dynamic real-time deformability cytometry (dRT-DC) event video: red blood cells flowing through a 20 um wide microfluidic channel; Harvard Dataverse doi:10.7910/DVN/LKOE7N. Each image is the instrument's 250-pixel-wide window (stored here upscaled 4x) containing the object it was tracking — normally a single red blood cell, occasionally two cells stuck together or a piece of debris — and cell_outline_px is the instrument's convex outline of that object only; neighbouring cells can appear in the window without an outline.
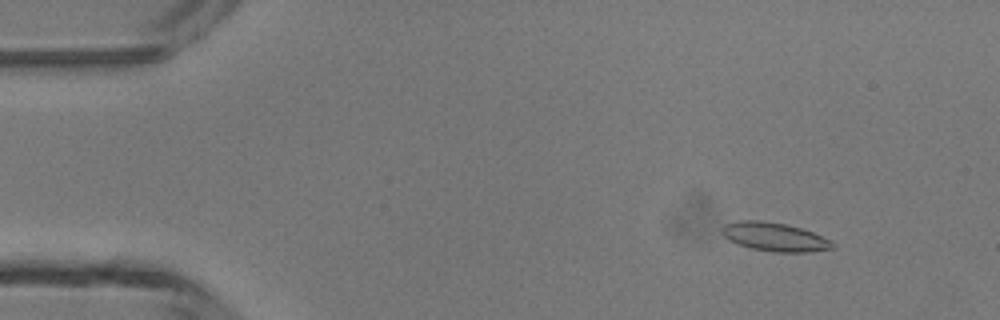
{"species": "common noctule bat (a hibernating species)", "species_latin": "Nyctalus noctula", "temperature_condition": "room temperature", "stored_images_in_passage": 46, "camera_frame_rate_fps": 3000, "um_per_image_px": 0.085, "animal": {"sex": "male", "body_mass_g": 13.3}, "frame": {"image": 1, "passage_image": 4, "time_ms": 1.0, "image_size_px": [1000, 320], "cell_outline_px": [[836, 244], [832, 248], [808, 252], [772, 252], [752, 248], [728, 240], [720, 232], [720, 228], [724, 224], [740, 220], [760, 220], [784, 224], [800, 228], [812, 232], [832, 240]], "centroid_in_image_um": [65.82, 20.13], "position_along_channel_um": 19.2, "area_um2": 18.44}}
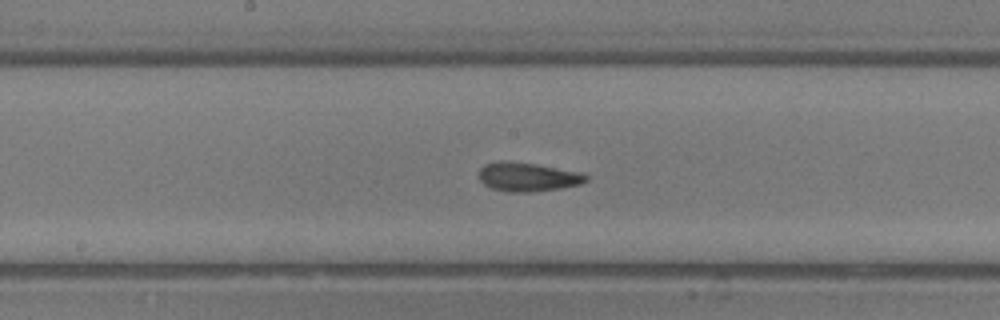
{"frame": {"image": 2, "passage_image": 23, "time_ms": 7.333, "image_size_px": [1000, 320], "cell_outline_px": [[588, 180], [580, 184], [560, 188], [528, 192], [508, 192], [492, 188], [484, 184], [480, 180], [480, 168], [484, 164], [500, 160], [536, 164], [580, 172], [588, 176]], "centroid_in_image_um": [44.84, 15.03], "position_along_channel_um": 203.4, "area_um2": 17.92}}
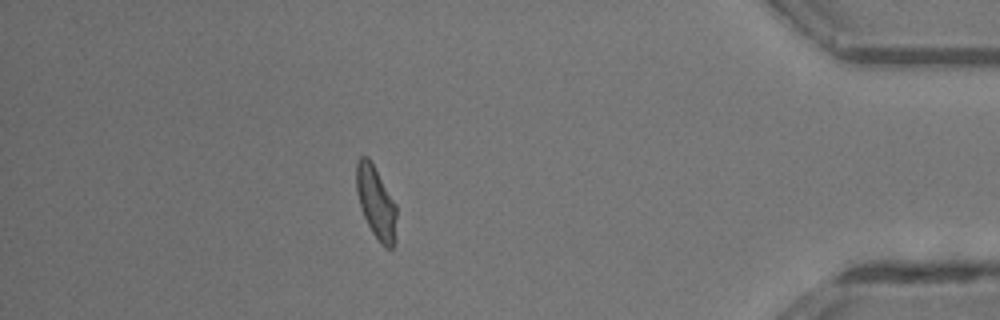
{"frame": {"image": 3, "passage_image": 40, "time_ms": 13.0, "image_size_px": [1000, 320], "cell_outline_px": [[396, 244], [392, 248], [384, 248], [380, 244], [372, 232], [360, 208], [356, 192], [356, 164], [360, 156], [368, 156], [396, 204]], "centroid_in_image_um": [31.96, 17.25], "position_along_channel_um": 403.2, "area_um2": 17.11}, "authors_computed_cell_mechanics": {"area_um2": 17.5134, "velocity_mm_per_s": 4.3575, "shape_relaxation_time_tau1_ms": 4.1591, "shape_relaxation_time_tau2_ms": 1.2268, "deformation_change_tau1": 0.1395, "deformation_change_tau2": 0.0733}}